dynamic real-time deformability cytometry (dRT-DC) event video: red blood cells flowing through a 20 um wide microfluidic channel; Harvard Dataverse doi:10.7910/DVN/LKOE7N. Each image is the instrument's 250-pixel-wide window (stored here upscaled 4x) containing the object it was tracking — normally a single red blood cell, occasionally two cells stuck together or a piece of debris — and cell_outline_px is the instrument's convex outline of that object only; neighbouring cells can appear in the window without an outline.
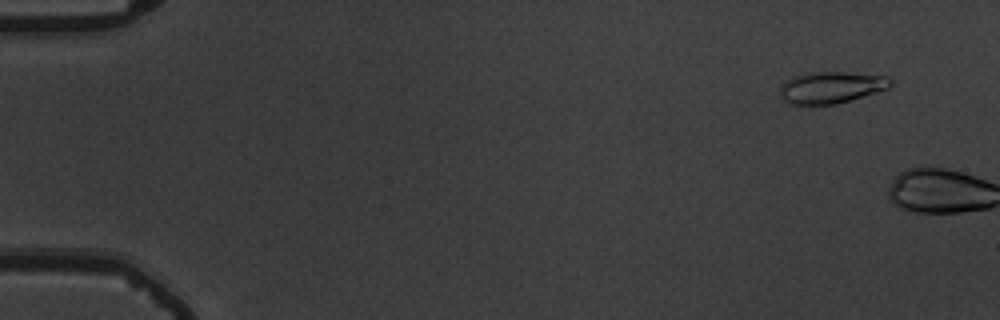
{"species": "common noctule bat (a hibernating species)", "species_latin": "Nyctalus noctula", "temperature_condition": "warm", "stored_images_in_passage": 7, "camera_frame_rate_fps": 3000, "um_per_image_px": 0.085, "animal": {"sex": "male", "body_mass_g": 19.5, "forearm_length_mm": 54.6}, "frame": {"image": 1, "passage_image": 5, "time_ms": 1.333, "image_size_px": [1000, 320], "cell_outline_px": [[892, 84], [888, 88], [876, 92], [836, 104], [788, 104], [780, 96], [780, 84], [796, 76], [812, 72], [844, 72], [888, 76], [892, 80]], "centroid_in_image_um": [70.65, 7.43], "position_along_channel_um": 14.4, "area_um2": 20.23}}